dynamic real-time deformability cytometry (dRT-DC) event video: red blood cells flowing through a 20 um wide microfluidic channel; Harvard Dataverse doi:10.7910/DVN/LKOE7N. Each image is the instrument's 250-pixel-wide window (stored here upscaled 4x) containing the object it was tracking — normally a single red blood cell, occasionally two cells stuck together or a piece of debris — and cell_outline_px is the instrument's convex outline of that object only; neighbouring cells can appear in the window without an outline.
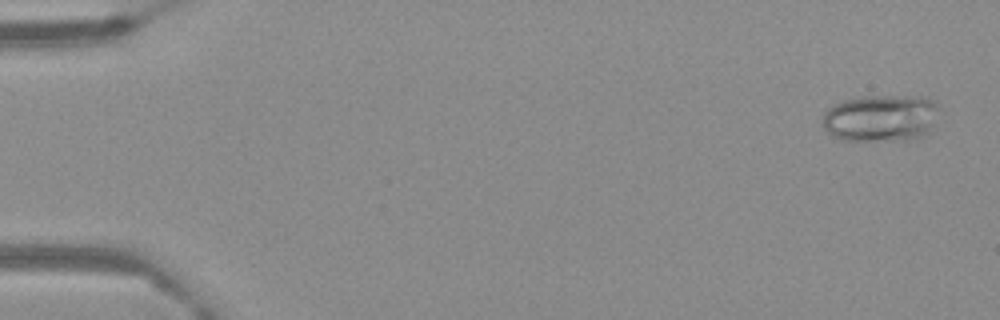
{"species": "Egyptian fruit bat (a non-hibernating species)", "species_latin": "Rousettus aegyptiacus", "temperature_condition": "warm", "stored_images_in_passage": 66, "camera_frame_rate_fps": 3000, "um_per_image_px": 0.085, "frame": {"image": 1, "passage_image": 3, "time_ms": 0.667, "image_size_px": [1000, 320], "cell_outline_px": [[940, 104], [932, 124], [928, 132], [924, 136], [908, 140], [844, 140], [832, 136], [824, 128], [824, 112], [832, 104], [844, 100], [860, 96], [924, 96], [936, 100]], "centroid_in_image_um": [74.89, 10.02], "position_along_channel_um": 10.1, "area_um2": 32.19}}
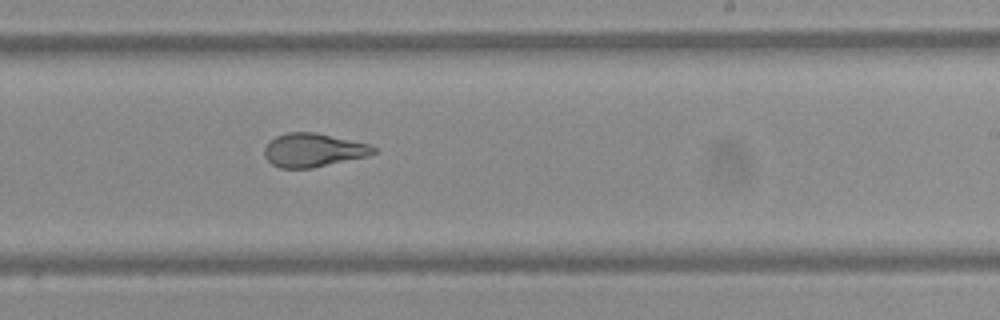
{"frame": {"image": 2, "passage_image": 41, "time_ms": 13.333, "image_size_px": [1000, 320], "cell_outline_px": [[380, 152], [368, 156], [312, 168], [280, 168], [272, 164], [264, 156], [264, 148], [276, 136], [288, 132], [316, 132], [372, 144]], "centroid_in_image_um": [26.69, 12.75], "position_along_channel_um": 262.3, "area_um2": 21.56}}
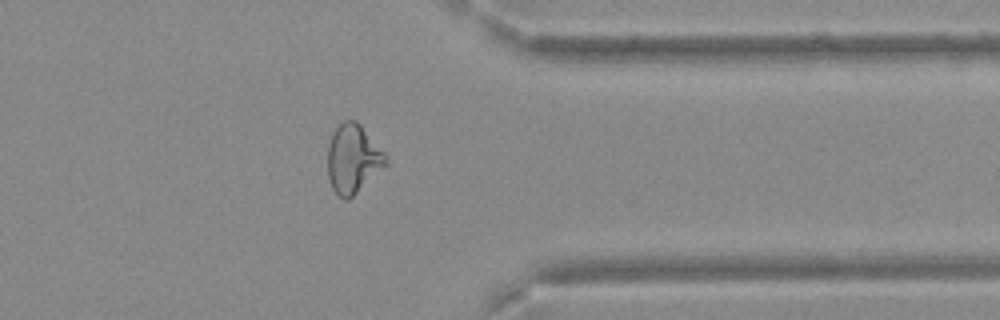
{"frame": {"image": 3, "passage_image": 53, "time_ms": 17.333, "image_size_px": [1000, 320], "cell_outline_px": [[388, 164], [348, 200], [344, 200], [332, 188], [328, 176], [328, 144], [332, 132], [344, 120], [356, 120], [360, 124], [388, 156]], "centroid_in_image_um": [30.01, 13.49], "position_along_channel_um": 381.4, "area_um2": 23.29}}